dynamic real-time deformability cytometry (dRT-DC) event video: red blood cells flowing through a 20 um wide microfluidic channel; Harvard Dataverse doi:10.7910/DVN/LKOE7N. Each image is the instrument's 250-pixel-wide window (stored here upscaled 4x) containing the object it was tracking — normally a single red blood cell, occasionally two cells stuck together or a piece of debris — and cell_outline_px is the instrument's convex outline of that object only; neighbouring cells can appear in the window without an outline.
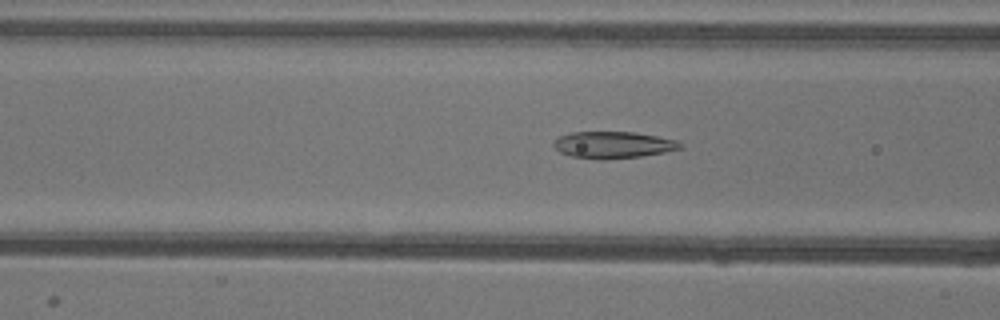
{"species": "common noctule bat (a hibernating species)", "species_latin": "Nyctalus noctula", "temperature_condition": "warm", "stored_images_in_passage": 41, "camera_frame_rate_fps": 3000, "um_per_image_px": 0.085, "animal": {"sex": "female"}, "frame": {"image": 1, "passage_image": 20, "time_ms": 6.333, "image_size_px": [1000, 320], "cell_outline_px": [[684, 144], [680, 148], [664, 152], [640, 156], [604, 160], [600, 160], [572, 156], [560, 152], [552, 144], [560, 136], [572, 132], [632, 132], [656, 136], [676, 140]], "centroid_in_image_um": [52.11, 12.32], "position_along_channel_um": 114.5, "area_um2": 19.54}}
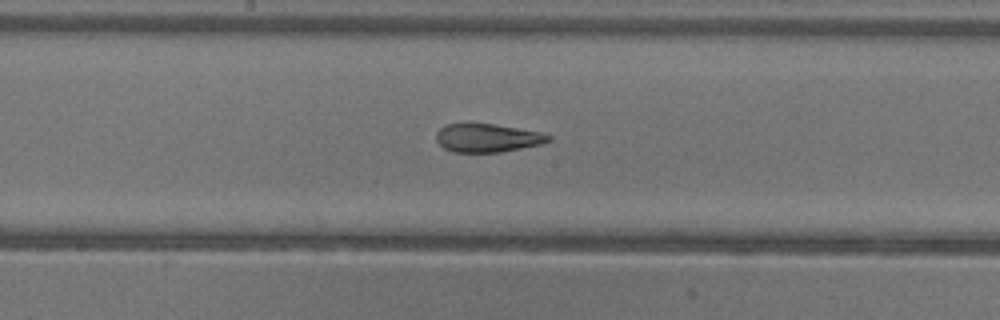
{"frame": {"image": 2, "passage_image": 27, "time_ms": 8.667, "image_size_px": [1000, 320], "cell_outline_px": [[552, 140], [540, 144], [500, 152], [452, 152], [444, 148], [436, 140], [436, 132], [444, 124], [468, 120], [540, 132], [552, 136]], "centroid_in_image_um": [41.35, 11.68], "position_along_channel_um": 206.9, "area_um2": 19.07}}
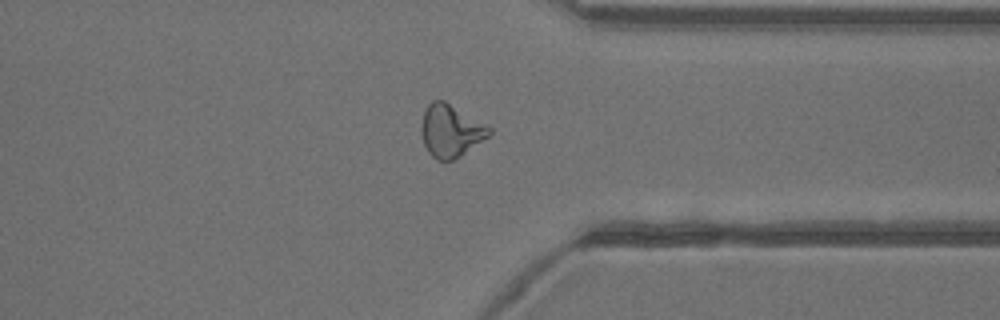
{"frame": {"image": 3, "passage_image": 40, "time_ms": 13.0, "image_size_px": [1000, 320], "cell_outline_px": [[492, 132], [488, 136], [460, 156], [452, 160], [436, 160], [428, 152], [424, 144], [420, 132], [420, 128], [424, 112], [428, 104], [432, 100], [444, 100], [488, 124], [492, 128]], "centroid_in_image_um": [38.31, 11.1], "position_along_channel_um": 373.1, "area_um2": 20.87}}